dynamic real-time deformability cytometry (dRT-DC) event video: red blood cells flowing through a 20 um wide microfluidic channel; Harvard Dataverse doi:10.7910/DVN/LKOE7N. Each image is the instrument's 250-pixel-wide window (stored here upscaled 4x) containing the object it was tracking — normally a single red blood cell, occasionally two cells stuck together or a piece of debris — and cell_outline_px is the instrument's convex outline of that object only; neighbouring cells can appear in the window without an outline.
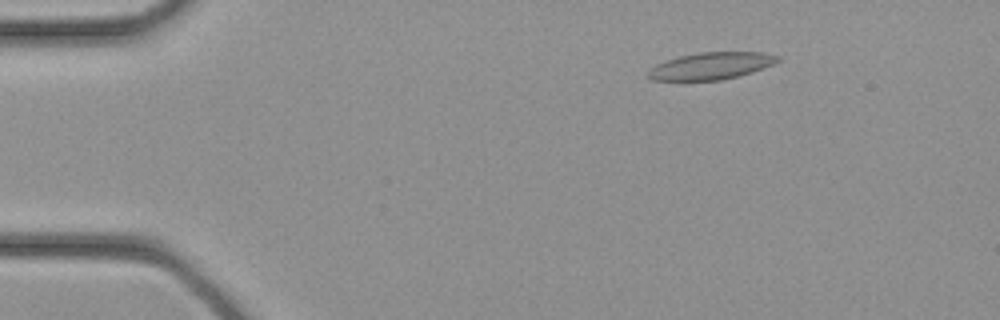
{"species": "common noctule bat (a hibernating species)", "species_latin": "Nyctalus noctula", "temperature_condition": "cold", "stored_images_in_passage": 32, "camera_frame_rate_fps": 3000, "um_per_image_px": 0.085, "animal": {"sex": "female", "body_mass_g": 21.9}, "frame": {"image": 1, "passage_image": 2, "time_ms": 0.333, "image_size_px": [1000, 320], "cell_outline_px": [[780, 60], [764, 68], [752, 72], [720, 80], [652, 80], [648, 76], [648, 72], [656, 64], [680, 56], [700, 52], [764, 52], [780, 56]], "centroid_in_image_um": [60.48, 5.59], "position_along_channel_um": 24.5, "area_um2": 20.17}}
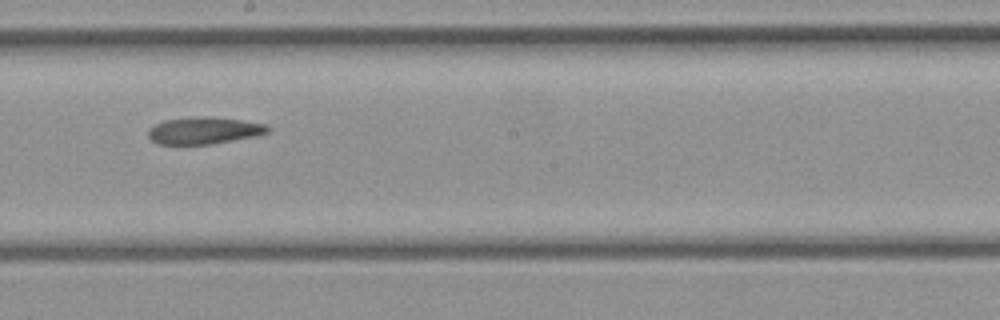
{"frame": {"image": 2, "passage_image": 16, "time_ms": 5.0, "image_size_px": [1000, 320], "cell_outline_px": [[272, 128], [268, 132], [256, 136], [212, 144], [156, 144], [148, 136], [148, 128], [164, 120], [204, 116], [208, 116], [244, 120], [264, 124]], "centroid_in_image_um": [17.35, 11.09], "position_along_channel_um": 230.8, "area_um2": 18.84}}
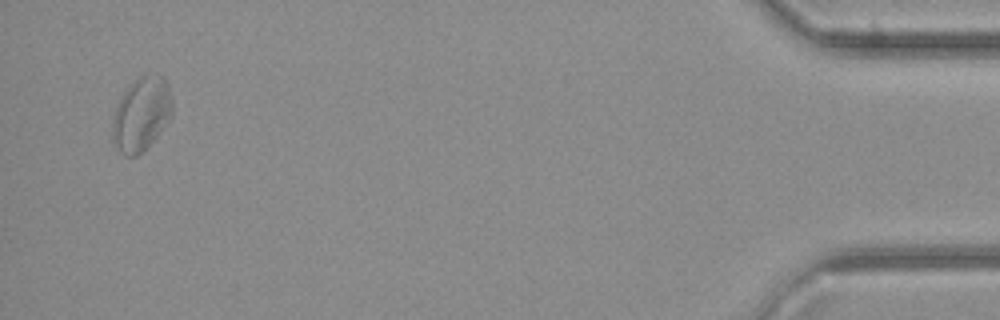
{"frame": {"image": 3, "passage_image": 30, "time_ms": 9.667, "image_size_px": [1000, 320], "cell_outline_px": [[172, 112], [168, 120], [160, 132], [136, 156], [124, 156], [120, 152], [112, 140], [112, 116], [116, 104], [124, 92], [140, 76], [164, 76], [168, 84], [172, 100]], "centroid_in_image_um": [11.99, 9.71], "position_along_channel_um": 423.2, "area_um2": 25.32}}